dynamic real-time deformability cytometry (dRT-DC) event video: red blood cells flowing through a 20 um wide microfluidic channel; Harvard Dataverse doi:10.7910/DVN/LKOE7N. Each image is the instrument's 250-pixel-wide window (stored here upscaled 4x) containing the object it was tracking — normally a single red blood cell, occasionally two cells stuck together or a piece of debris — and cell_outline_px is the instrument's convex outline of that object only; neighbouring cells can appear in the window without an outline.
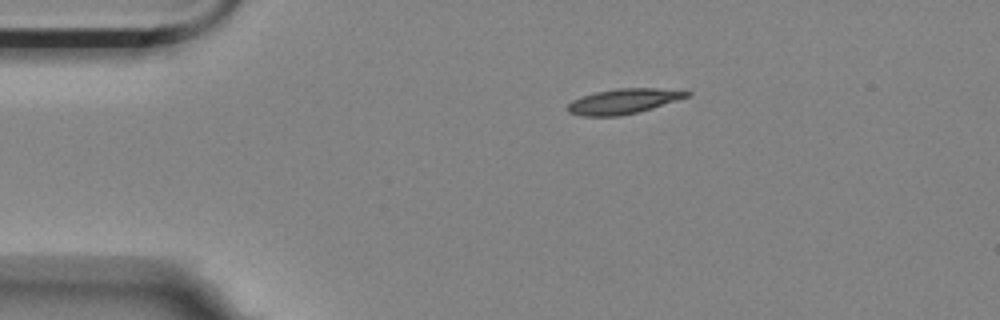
{"species": "Egyptian fruit bat (a non-hibernating species)", "species_latin": "Rousettus aegyptiacus", "temperature_condition": "room temperature", "stored_images_in_passage": 4, "camera_frame_rate_fps": 3000, "um_per_image_px": 0.085, "animal": {"sex": "female"}, "frame": {"image": 1, "passage_image": 1, "time_ms": 0.0, "image_size_px": [1000, 320], "cell_outline_px": [[692, 92], [688, 96], [652, 108], [620, 116], [580, 116], [568, 112], [564, 108], [572, 100], [596, 92], [616, 88], [688, 88]], "centroid_in_image_um": [53.04, 8.59], "position_along_channel_um": 32.0, "area_um2": 17.69}}
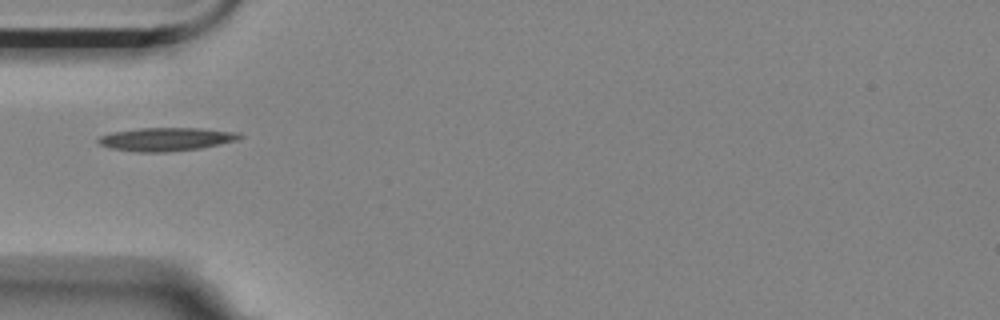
{"frame": {"image": 2, "passage_image": 3, "time_ms": 0.667, "image_size_px": [1000, 320], "cell_outline_px": [[244, 136], [236, 140], [220, 144], [200, 148], [164, 152], [136, 152], [108, 148], [100, 144], [96, 140], [100, 136], [112, 132], [140, 128], [200, 128], [240, 132]], "centroid_in_image_um": [14.12, 11.83], "position_along_channel_um": 70.9, "area_um2": 19.31}}
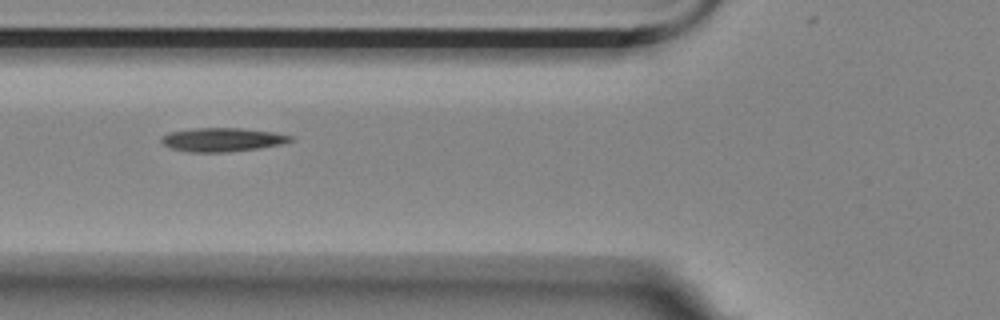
{"frame": {"image": 3, "passage_image": 4, "time_ms": 1.0, "image_size_px": [1000, 320], "cell_outline_px": [[292, 140], [280, 144], [260, 148], [224, 152], [188, 152], [172, 148], [164, 144], [160, 140], [160, 136], [168, 132], [196, 128], [240, 128], [272, 132], [292, 136]], "centroid_in_image_um": [18.84, 11.87], "position_along_channel_um": 107.0, "area_um2": 17.69}}